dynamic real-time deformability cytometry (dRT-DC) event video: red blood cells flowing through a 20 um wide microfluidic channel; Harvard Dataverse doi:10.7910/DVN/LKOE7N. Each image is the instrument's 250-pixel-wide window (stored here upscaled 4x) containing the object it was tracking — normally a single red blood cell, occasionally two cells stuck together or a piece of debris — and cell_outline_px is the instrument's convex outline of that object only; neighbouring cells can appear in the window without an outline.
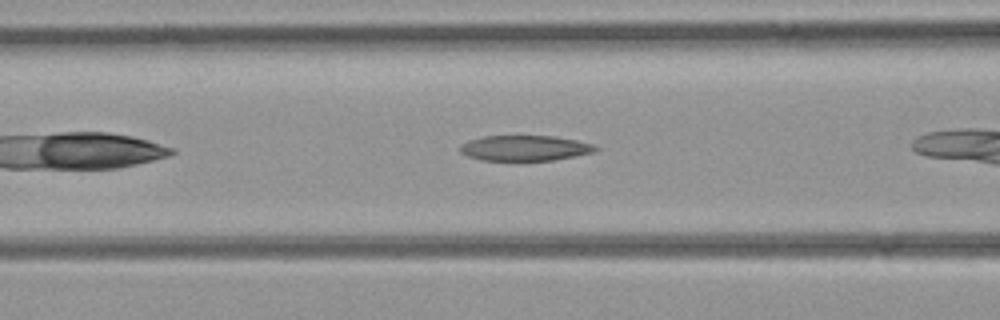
{"species": "common noctule bat (a hibernating species)", "species_latin": "Nyctalus noctula", "temperature_condition": "room temperature", "stored_images_in_passage": 23, "camera_frame_rate_fps": 3000, "um_per_image_px": 0.085, "animal": {"sex": "female", "body_mass_g": 21.9}, "frame": {"image": 1, "passage_image": 7, "time_ms": 2.0, "image_size_px": [1000, 320], "cell_outline_px": [[600, 148], [596, 152], [552, 160], [480, 160], [468, 156], [460, 152], [460, 144], [468, 140], [484, 136], [556, 136], [596, 144]], "centroid_in_image_um": [44.64, 12.58], "position_along_channel_um": 122.0, "area_um2": 20.17}}